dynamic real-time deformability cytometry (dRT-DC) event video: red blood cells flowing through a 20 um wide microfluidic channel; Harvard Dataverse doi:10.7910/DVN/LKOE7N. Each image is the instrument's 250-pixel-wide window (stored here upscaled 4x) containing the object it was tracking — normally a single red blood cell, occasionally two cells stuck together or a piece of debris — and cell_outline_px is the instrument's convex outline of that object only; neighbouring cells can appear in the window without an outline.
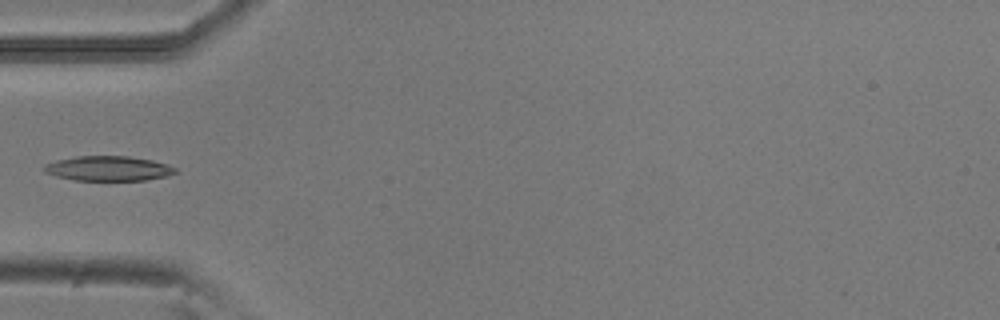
{"species": "common noctule bat (a hibernating species)", "species_latin": "Nyctalus noctula", "temperature_condition": "room temperature", "stored_images_in_passage": 4, "camera_frame_rate_fps": 3000, "um_per_image_px": 0.085, "animal": {"sex": "male", "body_mass_g": 20.5, "forearm_length_mm": 52.5}, "frame": {"image": 1, "passage_image": 4, "time_ms": 1.0, "image_size_px": [1000, 320], "cell_outline_px": [[176, 172], [168, 176], [144, 180], [76, 180], [56, 176], [44, 172], [44, 164], [56, 160], [76, 156], [128, 156], [152, 160], [176, 168]], "centroid_in_image_um": [9.18, 14.31], "position_along_channel_um": 75.8, "area_um2": 18.84}}